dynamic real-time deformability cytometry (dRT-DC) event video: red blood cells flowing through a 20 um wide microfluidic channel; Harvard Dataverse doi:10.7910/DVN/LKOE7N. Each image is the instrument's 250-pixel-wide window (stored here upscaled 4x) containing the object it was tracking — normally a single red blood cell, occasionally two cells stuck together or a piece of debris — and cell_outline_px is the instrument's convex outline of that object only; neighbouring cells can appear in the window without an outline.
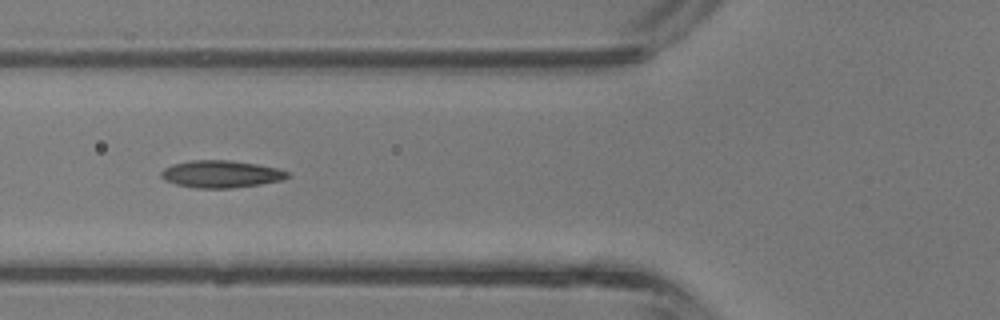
{"species": "common noctule bat (a hibernating species)", "species_latin": "Nyctalus noctula", "temperature_condition": "room temperature", "stored_images_in_passage": 2, "camera_frame_rate_fps": 3000, "um_per_image_px": 0.085, "animal": {"sex": "male", "body_mass_g": 13.3}, "frame": {"image": 1, "passage_image": 2, "time_ms": 0.333, "image_size_px": [1000, 320], "cell_outline_px": [[288, 176], [280, 180], [260, 184], [228, 188], [196, 188], [176, 184], [164, 180], [160, 176], [160, 172], [164, 168], [172, 164], [192, 160], [228, 160], [256, 164], [276, 168], [288, 172]], "centroid_in_image_um": [18.72, 14.79], "position_along_channel_um": 107.1, "area_um2": 19.83}}